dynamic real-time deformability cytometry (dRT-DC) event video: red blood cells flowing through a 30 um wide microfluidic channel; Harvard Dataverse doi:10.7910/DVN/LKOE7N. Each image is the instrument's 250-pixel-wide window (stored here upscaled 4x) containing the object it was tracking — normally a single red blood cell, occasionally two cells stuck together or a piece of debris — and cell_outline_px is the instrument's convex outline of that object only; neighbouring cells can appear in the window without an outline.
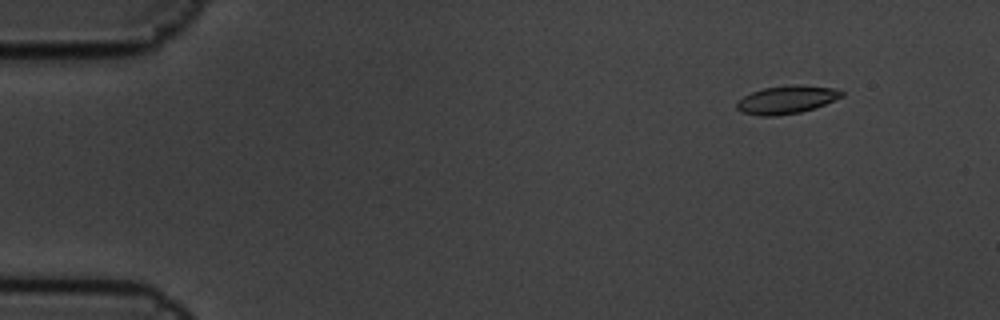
{"species": "common noctule bat (a hibernating species)", "species_latin": "Nyctalus noctula", "temperature_condition": "cold", "stored_images_in_passage": 6, "camera_frame_rate_fps": 3000, "um_per_image_px": 0.085, "animal": {"sex": "male", "body_mass_g": 19.5, "forearm_length_mm": 54.6}, "frame": {"image": 1, "passage_image": 2, "time_ms": 0.333, "image_size_px": [1000, 320], "cell_outline_px": [[844, 96], [824, 104], [800, 112], [776, 116], [760, 116], [744, 112], [736, 108], [736, 100], [752, 92], [764, 88], [788, 84], [796, 84], [832, 88], [844, 92]], "centroid_in_image_um": [66.83, 8.46], "position_along_channel_um": 18.2, "area_um2": 17.05}}
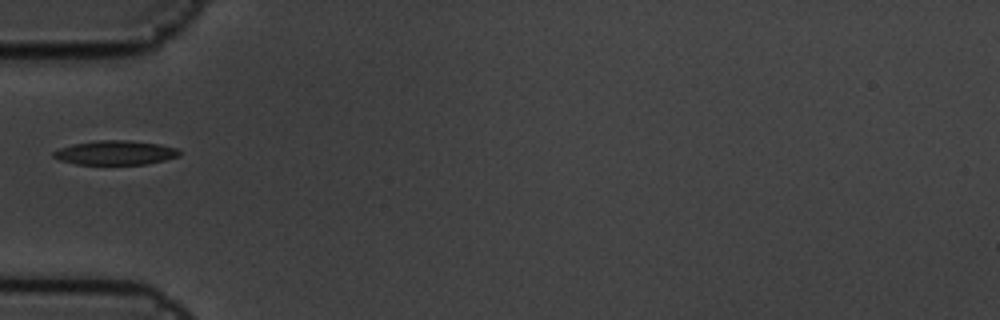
{"frame": {"image": 2, "passage_image": 6, "time_ms": 1.667, "image_size_px": [1000, 320], "cell_outline_px": [[180, 156], [148, 164], [76, 164], [60, 160], [52, 156], [52, 152], [60, 148], [72, 144], [96, 140], [128, 140], [160, 144], [176, 148], [180, 152]], "centroid_in_image_um": [9.8, 12.97], "position_along_channel_um": 75.2, "area_um2": 17.8}}